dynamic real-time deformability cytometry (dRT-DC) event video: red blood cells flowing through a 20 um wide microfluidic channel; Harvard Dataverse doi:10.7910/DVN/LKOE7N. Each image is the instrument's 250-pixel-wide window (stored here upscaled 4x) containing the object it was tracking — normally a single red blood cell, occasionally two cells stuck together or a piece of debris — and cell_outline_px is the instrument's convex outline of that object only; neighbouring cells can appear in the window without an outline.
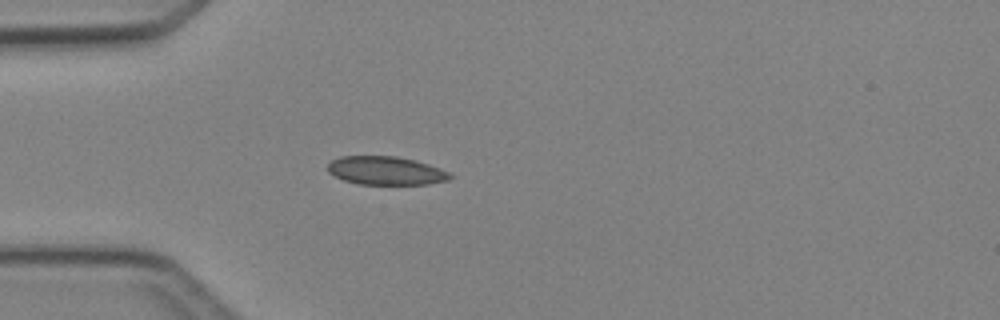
{"species": "Egyptian fruit bat (a non-hibernating species)", "species_latin": "Rousettus aegyptiacus", "temperature_condition": "cold", "stored_images_in_passage": 5, "camera_frame_rate_fps": 3000, "um_per_image_px": 0.085, "animal": {"sex": "female"}, "frame": {"image": 1, "passage_image": 5, "time_ms": 5.667, "image_size_px": [1000, 320], "cell_outline_px": [[452, 176], [448, 180], [428, 184], [356, 184], [344, 180], [328, 172], [328, 164], [332, 160], [340, 156], [396, 156], [416, 160], [440, 168], [448, 172]], "centroid_in_image_um": [32.79, 14.5], "position_along_channel_um": 52.2, "area_um2": 20.23}}